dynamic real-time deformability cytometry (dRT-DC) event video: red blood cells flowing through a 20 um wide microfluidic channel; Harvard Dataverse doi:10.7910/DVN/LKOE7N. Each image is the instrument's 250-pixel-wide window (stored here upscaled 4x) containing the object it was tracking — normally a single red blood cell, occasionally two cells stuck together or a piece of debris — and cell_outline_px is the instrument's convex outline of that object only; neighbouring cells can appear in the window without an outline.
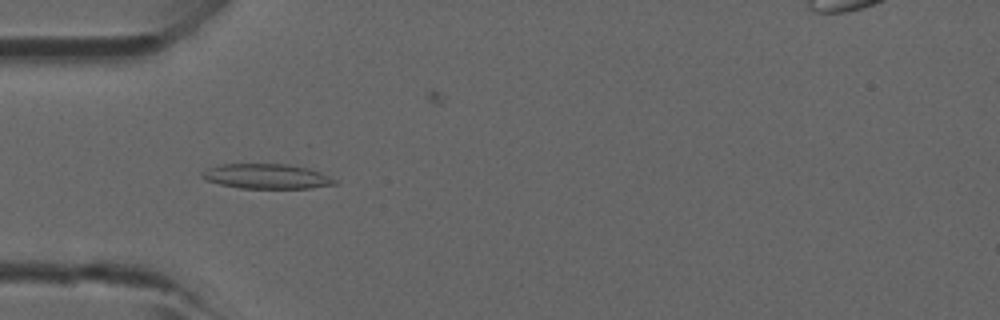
{"species": "common noctule bat (a hibernating species)", "species_latin": "Nyctalus noctula", "temperature_condition": "room temperature", "stored_images_in_passage": 39, "camera_frame_rate_fps": 3000, "um_per_image_px": 0.085, "animal": {"sex": "male", "forearm_length_mm": 52.5}, "frame": {"image": 1, "passage_image": 8, "time_ms": 2.333, "image_size_px": [1000, 320], "cell_outline_px": [[340, 180], [336, 184], [312, 188], [240, 188], [220, 184], [204, 180], [200, 176], [200, 172], [208, 168], [220, 164], [288, 164], [308, 168], [320, 172]], "centroid_in_image_um": [22.67, 14.99], "position_along_channel_um": 62.3, "area_um2": 19.42}}
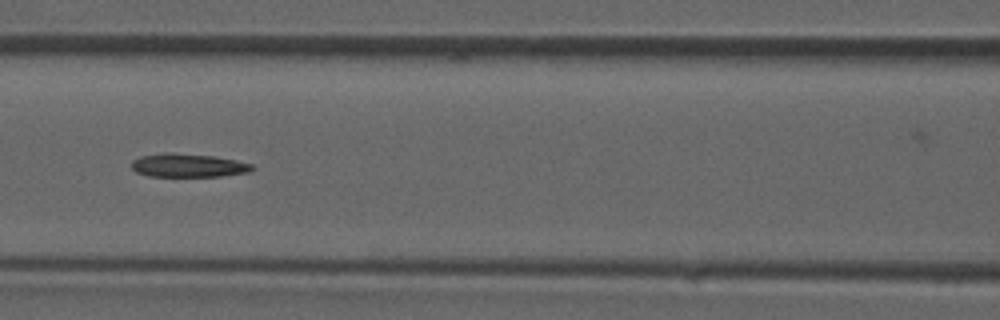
{"frame": {"image": 2, "passage_image": 14, "time_ms": 4.333, "image_size_px": [1000, 320], "cell_outline_px": [[256, 168], [252, 172], [220, 176], [148, 176], [136, 172], [132, 168], [132, 160], [140, 156], [164, 152], [172, 152], [212, 156], [236, 160], [252, 164]], "centroid_in_image_um": [16.01, 14.05], "position_along_channel_um": 150.6, "area_um2": 16.65}}
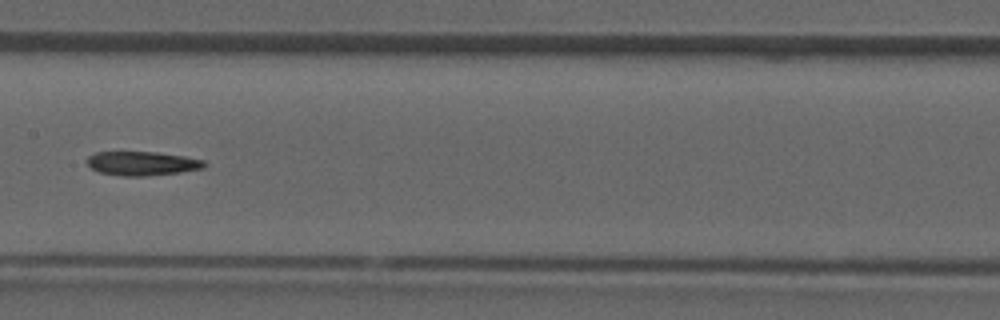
{"frame": {"image": 3, "passage_image": 17, "time_ms": 5.333, "image_size_px": [1000, 320], "cell_outline_px": [[208, 164], [204, 168], [180, 172], [148, 176], [124, 176], [100, 172], [92, 168], [88, 164], [88, 156], [96, 152], [156, 152], [184, 156], [204, 160]], "centroid_in_image_um": [12.13, 13.89], "position_along_channel_um": 195.3, "area_um2": 16.36}}